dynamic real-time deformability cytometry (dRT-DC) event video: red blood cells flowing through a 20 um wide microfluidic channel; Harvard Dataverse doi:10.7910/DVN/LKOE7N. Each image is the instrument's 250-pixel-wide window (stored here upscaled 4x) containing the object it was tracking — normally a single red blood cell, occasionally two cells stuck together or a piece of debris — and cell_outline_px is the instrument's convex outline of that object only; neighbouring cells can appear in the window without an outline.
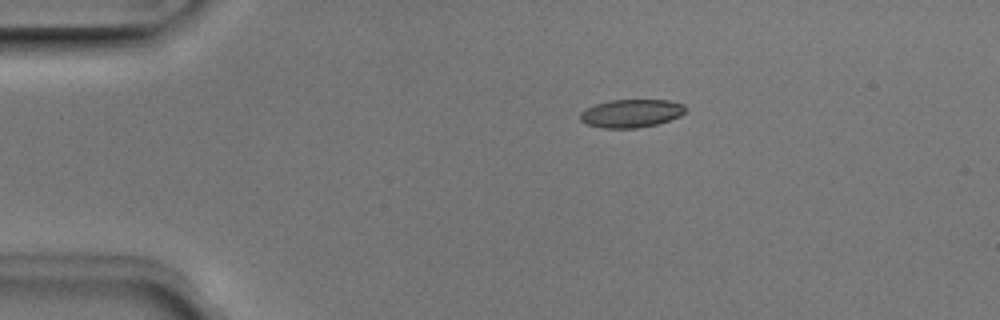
{"species": "Egyptian fruit bat (a non-hibernating species)", "species_latin": "Rousettus aegyptiacus", "temperature_condition": "room temperature", "stored_images_in_passage": 5, "camera_frame_rate_fps": 3000, "um_per_image_px": 0.085, "animal": {"sex": "male"}, "frame": {"image": 1, "passage_image": 1, "time_ms": 0.0, "image_size_px": [1000, 320], "cell_outline_px": [[688, 108], [680, 116], [656, 124], [636, 128], [600, 128], [588, 124], [580, 120], [580, 112], [596, 104], [612, 100], [668, 100], [684, 104]], "centroid_in_image_um": [53.67, 9.63], "position_along_channel_um": 31.3, "area_um2": 17.17}}
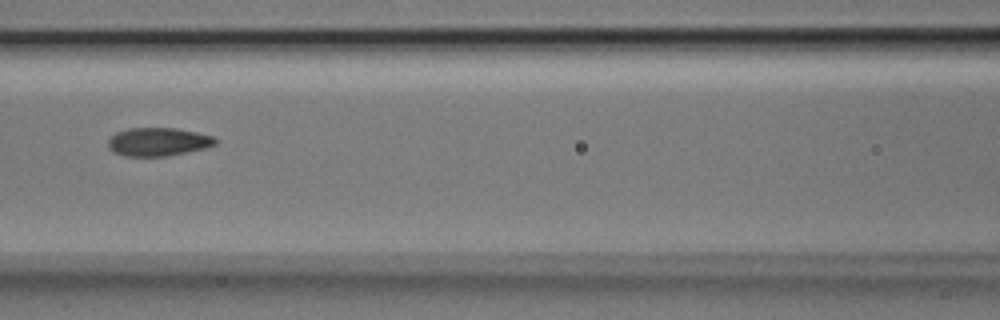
{"frame": {"image": 2, "passage_image": 5, "time_ms": 1.333, "image_size_px": [1000, 320], "cell_outline_px": [[220, 140], [216, 144], [204, 148], [168, 156], [124, 156], [112, 152], [108, 148], [108, 140], [116, 132], [128, 128], [176, 128], [216, 136]], "centroid_in_image_um": [13.46, 12.05], "position_along_channel_um": 153.1, "area_um2": 17.92}}